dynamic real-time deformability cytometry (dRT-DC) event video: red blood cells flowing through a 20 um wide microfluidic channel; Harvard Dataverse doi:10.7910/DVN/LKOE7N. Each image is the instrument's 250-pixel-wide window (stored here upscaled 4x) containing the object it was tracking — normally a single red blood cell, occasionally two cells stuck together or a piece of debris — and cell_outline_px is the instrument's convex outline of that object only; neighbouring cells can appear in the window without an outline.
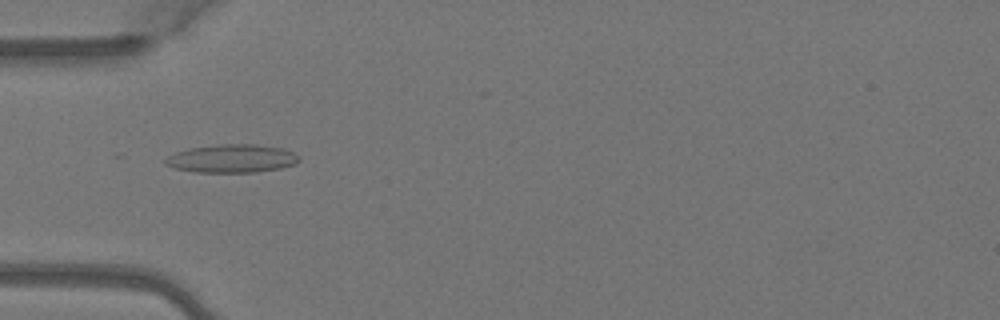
{"species": "Egyptian fruit bat (a non-hibernating species)", "species_latin": "Rousettus aegyptiacus", "temperature_condition": "warm", "stored_images_in_passage": 5, "camera_frame_rate_fps": 3000, "um_per_image_px": 0.085, "animal": {"sex": "female"}, "frame": {"image": 1, "passage_image": 5, "time_ms": 1.333, "image_size_px": [1000, 320], "cell_outline_px": [[300, 160], [296, 164], [280, 168], [256, 172], [196, 172], [176, 168], [164, 164], [164, 160], [168, 156], [176, 152], [188, 148], [220, 144], [252, 144], [284, 148], [300, 156]], "centroid_in_image_um": [19.73, 13.47], "position_along_channel_um": 65.3, "area_um2": 22.02}}